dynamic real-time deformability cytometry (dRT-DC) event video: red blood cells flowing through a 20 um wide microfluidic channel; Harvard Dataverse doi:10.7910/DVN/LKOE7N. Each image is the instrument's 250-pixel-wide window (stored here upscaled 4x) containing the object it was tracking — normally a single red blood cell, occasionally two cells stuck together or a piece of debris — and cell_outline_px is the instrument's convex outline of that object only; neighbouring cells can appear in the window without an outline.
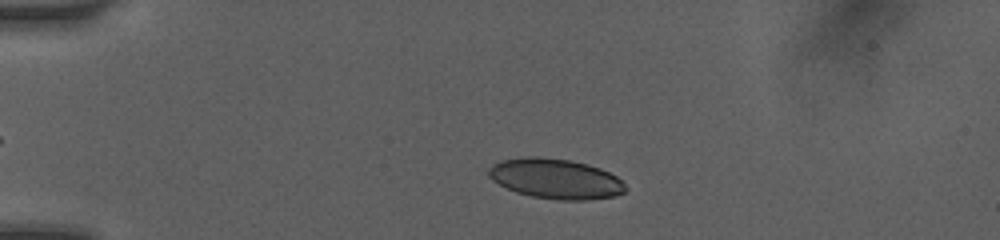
{"species": "human", "species_latin": "Homo sapiens", "temperature_condition": "room temperature", "stored_images_in_passage": 37, "camera_frame_rate_fps": 3000, "um_per_image_px": 0.085, "donor": {"sex": "female"}, "frame": {"image": 1, "passage_image": 12, "time_ms": 2.333, "image_size_px": [1000, 240], "cell_outline_px": [[628, 188], [624, 192], [616, 196], [584, 200], [560, 200], [532, 196], [516, 192], [492, 180], [488, 176], [488, 168], [492, 164], [500, 160], [524, 156], [536, 156], [568, 160], [588, 164], [600, 168], [616, 176]], "centroid_in_image_um": [47.21, 15.18], "position_along_channel_um": 37.8, "area_um2": 31.96}}
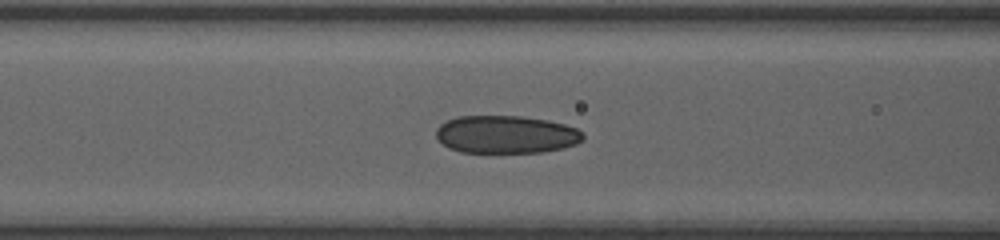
{"frame": {"image": 2, "passage_image": 28, "time_ms": 5.667, "image_size_px": [1000, 240], "cell_outline_px": [[584, 140], [576, 144], [564, 148], [544, 152], [460, 152], [448, 148], [436, 140], [436, 128], [440, 124], [456, 116], [520, 116], [544, 120], [564, 124], [576, 128], [584, 136]], "centroid_in_image_um": [42.98, 11.44], "position_along_channel_um": 123.6, "area_um2": 32.48}}
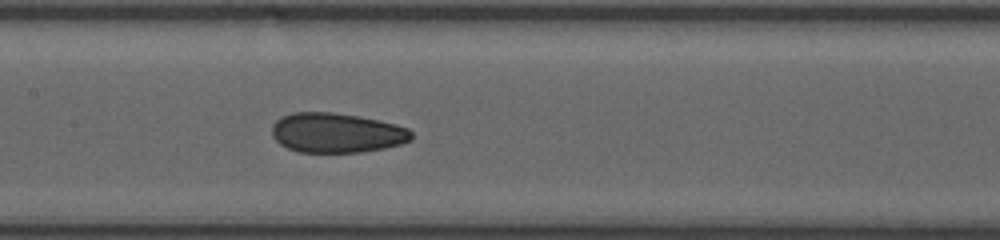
{"frame": {"image": 3, "passage_image": 36, "time_ms": 7.0, "image_size_px": [1000, 240], "cell_outline_px": [[412, 140], [400, 144], [384, 148], [360, 152], [300, 152], [288, 148], [280, 144], [272, 136], [272, 124], [280, 116], [292, 112], [332, 112], [360, 116], [380, 120], [396, 124], [408, 128], [412, 132]], "centroid_in_image_um": [28.6, 11.28], "position_along_channel_um": 178.8, "area_um2": 32.54}}